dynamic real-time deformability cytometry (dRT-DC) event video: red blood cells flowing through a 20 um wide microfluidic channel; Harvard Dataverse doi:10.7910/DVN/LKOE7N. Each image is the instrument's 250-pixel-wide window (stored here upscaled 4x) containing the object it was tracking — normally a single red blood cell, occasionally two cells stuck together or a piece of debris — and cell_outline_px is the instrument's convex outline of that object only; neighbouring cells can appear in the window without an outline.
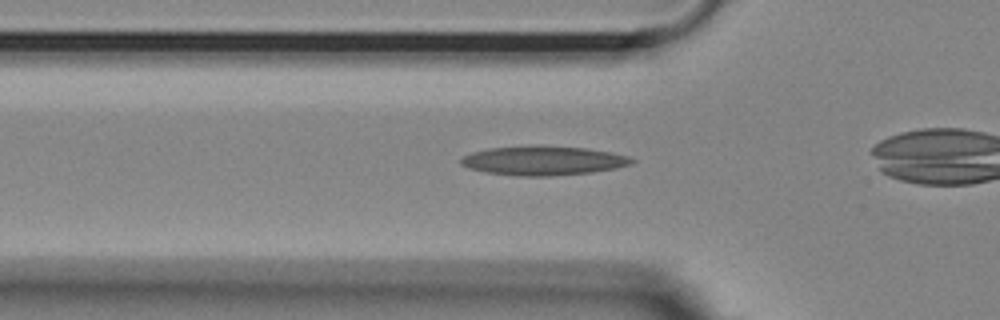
{"species": "Egyptian fruit bat (a non-hibernating species)", "species_latin": "Rousettus aegyptiacus", "temperature_condition": "room temperature", "stored_images_in_passage": 28, "camera_frame_rate_fps": 3000, "um_per_image_px": 0.085, "animal": {"sex": "female"}, "frame": {"image": 1, "passage_image": 3, "time_ms": 0.667, "image_size_px": [1000, 320], "cell_outline_px": [[636, 160], [632, 164], [616, 168], [592, 172], [548, 176], [516, 176], [488, 172], [468, 168], [460, 164], [460, 160], [464, 156], [472, 152], [488, 148], [536, 144], [540, 144], [584, 148], [608, 152], [628, 156]], "centroid_in_image_um": [46.16, 13.64], "position_along_channel_um": 79.6, "area_um2": 29.3}}
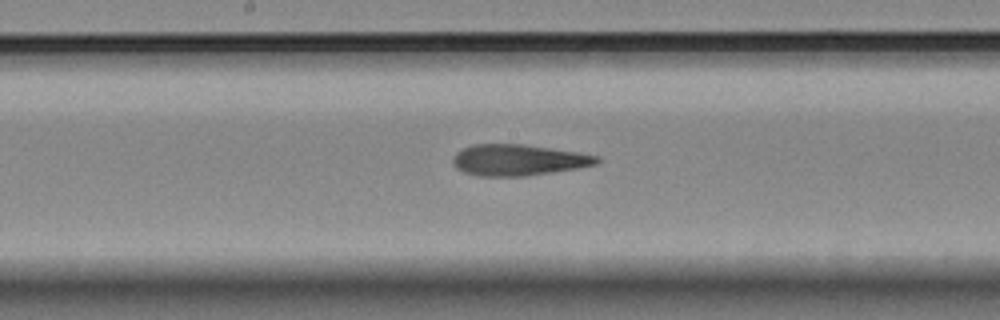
{"frame": {"image": 2, "passage_image": 13, "time_ms": 4.0, "image_size_px": [1000, 320], "cell_outline_px": [[600, 160], [596, 164], [576, 168], [524, 176], [480, 176], [464, 172], [456, 168], [452, 160], [456, 152], [472, 144], [524, 144], [580, 152], [600, 156]], "centroid_in_image_um": [44.06, 13.59], "position_along_channel_um": 204.1, "area_um2": 26.07}}
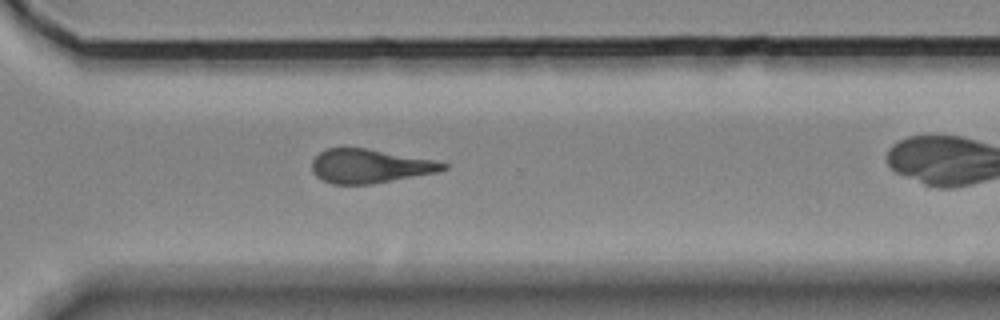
{"frame": {"image": 3, "passage_image": 24, "time_ms": 7.667, "image_size_px": [1000, 320], "cell_outline_px": [[448, 168], [436, 172], [372, 184], [332, 184], [316, 176], [312, 172], [312, 160], [320, 152], [328, 148], [368, 148], [432, 160], [448, 164]], "centroid_in_image_um": [31.4, 14.12], "position_along_channel_um": 339.2, "area_um2": 25.66}}